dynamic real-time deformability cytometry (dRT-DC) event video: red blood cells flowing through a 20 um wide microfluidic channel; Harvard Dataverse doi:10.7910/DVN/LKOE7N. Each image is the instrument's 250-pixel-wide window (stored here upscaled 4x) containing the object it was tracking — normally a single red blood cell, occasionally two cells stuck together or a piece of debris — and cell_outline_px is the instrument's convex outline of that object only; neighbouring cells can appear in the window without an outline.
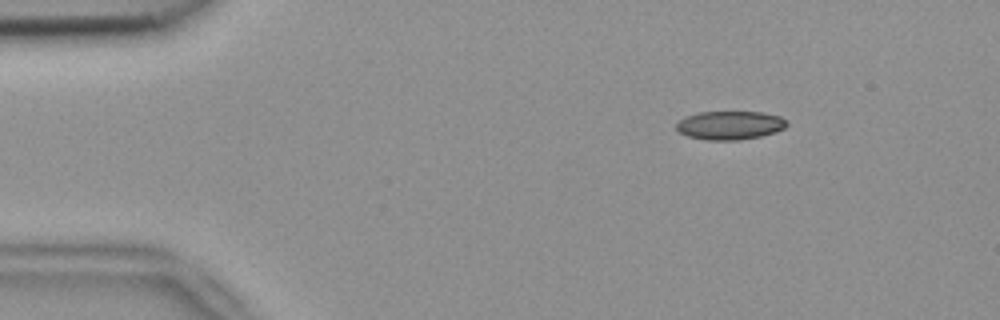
{"species": "common noctule bat (a hibernating species)", "species_latin": "Nyctalus noctula", "temperature_condition": "room temperature", "stored_images_in_passage": 48, "camera_frame_rate_fps": 3000, "um_per_image_px": 0.085, "animal": {"sex": "female", "body_mass_g": 18.4}, "frame": {"image": 1, "passage_image": 2, "time_ms": 0.333, "image_size_px": [1000, 320], "cell_outline_px": [[788, 124], [784, 128], [776, 132], [760, 136], [736, 140], [708, 140], [688, 136], [680, 132], [676, 128], [676, 124], [684, 116], [700, 112], [764, 112], [780, 116]], "centroid_in_image_um": [62.04, 10.64], "position_along_channel_um": 23.0, "area_um2": 18.32}}
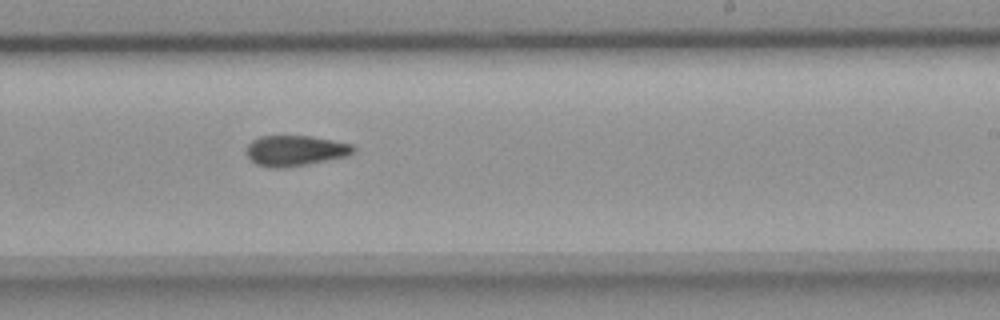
{"frame": {"image": 2, "passage_image": 27, "time_ms": 8.667, "image_size_px": [1000, 320], "cell_outline_px": [[356, 152], [348, 156], [308, 164], [284, 168], [268, 168], [256, 164], [248, 156], [248, 144], [252, 140], [260, 136], [308, 136], [332, 140], [352, 144], [356, 148]], "centroid_in_image_um": [25.13, 12.81], "position_along_channel_um": 263.9, "area_um2": 19.07}}
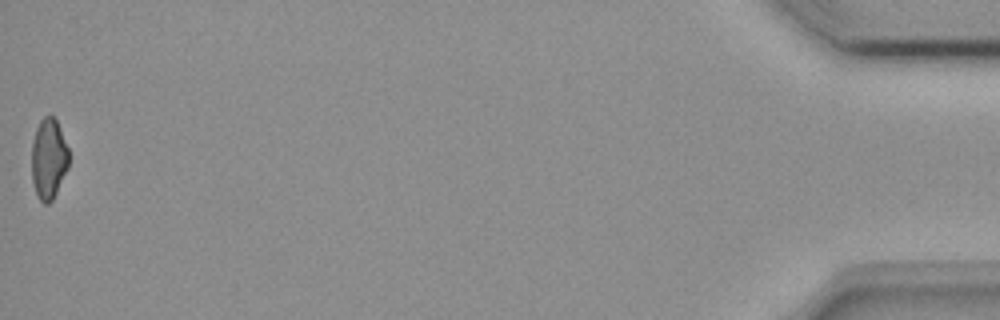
{"frame": {"image": 3, "passage_image": 48, "time_ms": 15.667, "image_size_px": [1000, 320], "cell_outline_px": [[68, 168], [52, 200], [48, 204], [44, 204], [36, 196], [32, 180], [32, 140], [36, 128], [40, 120], [44, 116], [52, 116], [56, 120], [68, 148]], "centroid_in_image_um": [4.12, 13.51], "position_along_channel_um": 431.1, "area_um2": 17.4}, "authors_computed_cell_mechanics": {"area_um2": 18.9006, "velocity_mm_per_s": 3.786, "shape_relaxation_time_tau1_ms": null, "shape_relaxation_time_tau2_ms": 7.5026, "deformation_change_tau1": null, "deformation_change_tau2": 0.1612}}